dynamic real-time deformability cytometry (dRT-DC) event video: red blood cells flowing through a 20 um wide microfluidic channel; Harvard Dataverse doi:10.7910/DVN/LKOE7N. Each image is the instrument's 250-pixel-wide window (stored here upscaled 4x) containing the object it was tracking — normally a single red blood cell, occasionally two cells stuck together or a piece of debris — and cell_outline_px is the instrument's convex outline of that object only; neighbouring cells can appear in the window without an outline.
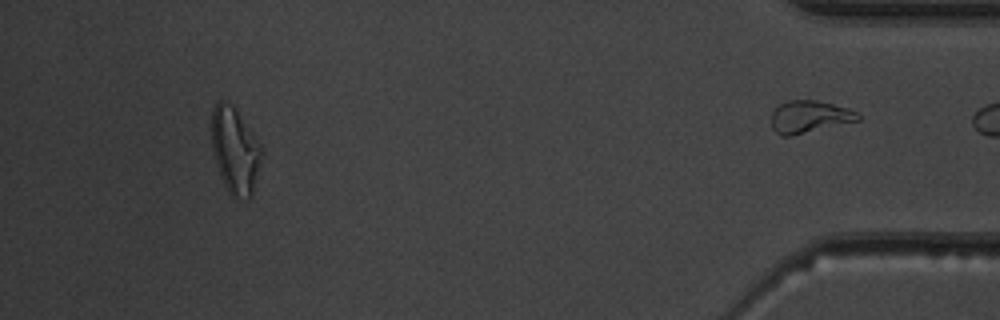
{"species": "common noctule bat (a hibernating species)", "species_latin": "Nyctalus noctula", "temperature_condition": "warm", "stored_images_in_passage": 42, "segment_of_instrument_passage": [2, 2], "camera_frame_rate_fps": 3000, "um_per_image_px": 0.085, "animal": {"sex": "male", "body_mass_g": 19.5, "forearm_length_mm": 54.6}, "frame": {"image": 1, "passage_image": 42, "time_ms": 13.667, "image_size_px": [1000, 320], "cell_outline_px": [[860, 120], [792, 136], [780, 136], [772, 128], [772, 112], [780, 104], [788, 100], [816, 100], [848, 108], [860, 112]], "centroid_in_image_um": [68.82, 9.93], "position_along_channel_um": 366.4, "area_um2": 16.36}}